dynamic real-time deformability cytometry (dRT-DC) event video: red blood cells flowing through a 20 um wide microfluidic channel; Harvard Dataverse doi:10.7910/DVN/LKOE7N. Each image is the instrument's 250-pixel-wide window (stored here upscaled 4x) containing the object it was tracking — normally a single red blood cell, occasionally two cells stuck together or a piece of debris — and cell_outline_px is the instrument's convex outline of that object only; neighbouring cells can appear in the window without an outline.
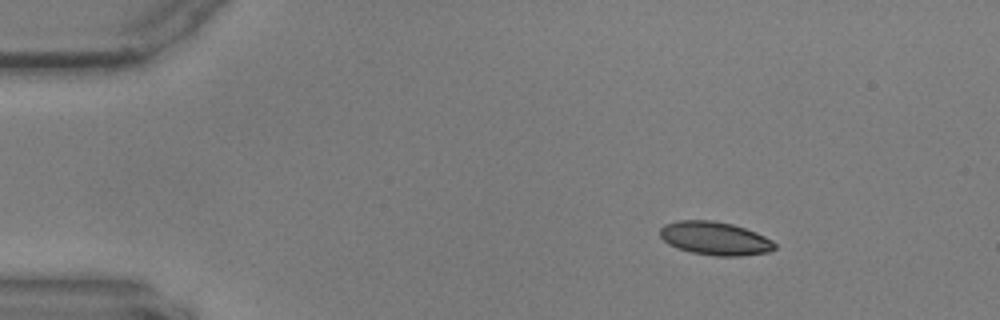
{"species": "common noctule bat (a hibernating species)", "species_latin": "Nyctalus noctula", "temperature_condition": "warm", "stored_images_in_passage": 52, "camera_frame_rate_fps": 3000, "um_per_image_px": 0.085, "animal": {"sex": "male", "body_mass_g": 17.9, "forearm_length_mm": 54.2}, "frame": {"image": 1, "passage_image": 1, "time_ms": 0.0, "image_size_px": [1000, 320], "cell_outline_px": [[776, 248], [768, 252], [740, 256], [716, 256], [692, 252], [676, 248], [668, 244], [660, 236], [660, 228], [664, 224], [676, 220], [712, 220], [732, 224], [756, 232], [772, 240], [776, 244]], "centroid_in_image_um": [60.75, 20.26], "position_along_channel_um": 24.2, "area_um2": 22.37}}
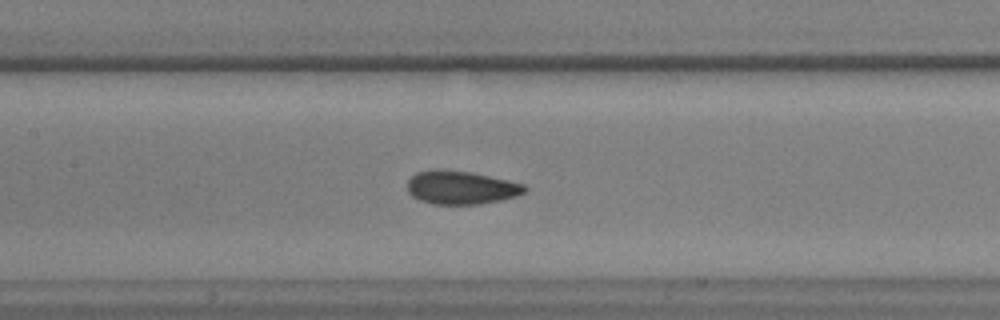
{"frame": {"image": 2, "passage_image": 20, "time_ms": 6.333, "image_size_px": [1000, 320], "cell_outline_px": [[528, 188], [524, 192], [516, 196], [500, 200], [480, 204], [432, 204], [420, 200], [412, 196], [408, 192], [408, 180], [416, 172], [436, 168], [468, 172], [508, 180], [524, 184]], "centroid_in_image_um": [39.16, 15.94], "position_along_channel_um": 168.2, "area_um2": 22.77}}
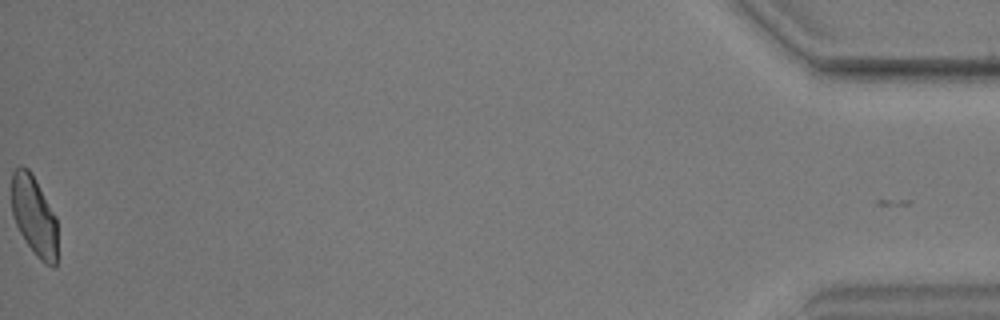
{"frame": {"image": 3, "passage_image": 51, "time_ms": 16.667, "image_size_px": [1000, 320], "cell_outline_px": [[56, 264], [52, 268], [44, 264], [36, 256], [24, 240], [12, 216], [12, 172], [16, 168], [28, 168], [32, 172], [56, 216]], "centroid_in_image_um": [2.9, 18.36], "position_along_channel_um": 432.3, "area_um2": 21.33}}